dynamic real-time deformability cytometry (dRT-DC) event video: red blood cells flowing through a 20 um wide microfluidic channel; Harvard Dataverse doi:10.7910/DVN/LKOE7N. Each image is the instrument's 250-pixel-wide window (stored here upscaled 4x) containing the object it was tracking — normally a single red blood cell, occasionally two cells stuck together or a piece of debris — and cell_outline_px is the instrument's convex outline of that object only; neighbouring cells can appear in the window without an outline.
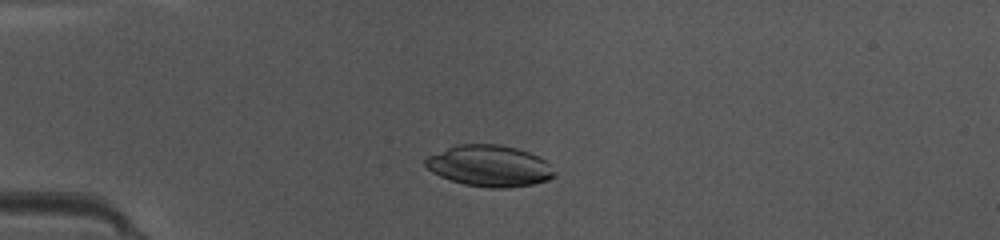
{"species": "common noctule bat (a hibernating species)", "species_latin": "Nyctalus noctula", "temperature_condition": "warm", "stored_images_in_passage": 46, "camera_frame_rate_fps": 3000, "um_per_image_px": 0.085, "animal": {"sex": "female", "body_mass_g": 10.0, "forearm_length_mm": 53.1}, "frame": {"image": 1, "passage_image": 13, "time_ms": 4.0, "image_size_px": [1000, 240], "cell_outline_px": [[556, 176], [548, 180], [532, 184], [508, 188], [488, 188], [464, 184], [440, 176], [432, 172], [424, 164], [424, 160], [428, 156], [448, 148], [460, 144], [500, 144], [516, 148], [528, 152], [544, 160], [556, 172]], "centroid_in_image_um": [41.61, 14.11], "position_along_channel_um": 43.4, "area_um2": 30.87}}
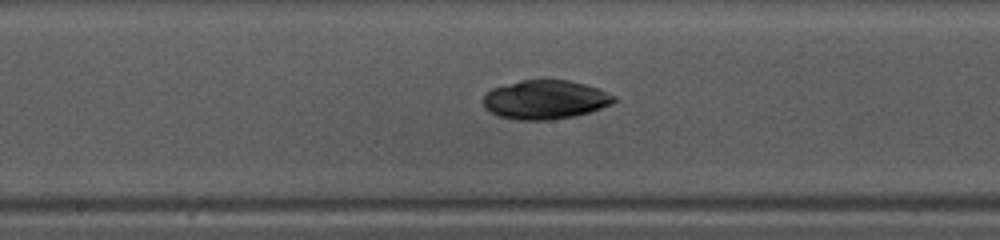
{"frame": {"image": 2, "passage_image": 26, "time_ms": 8.333, "image_size_px": [1000, 240], "cell_outline_px": [[616, 100], [612, 104], [576, 116], [552, 120], [516, 120], [500, 116], [484, 108], [484, 96], [492, 88], [524, 80], [568, 80], [600, 88], [616, 96]], "centroid_in_image_um": [46.38, 8.48], "position_along_channel_um": 201.8, "area_um2": 29.59}}
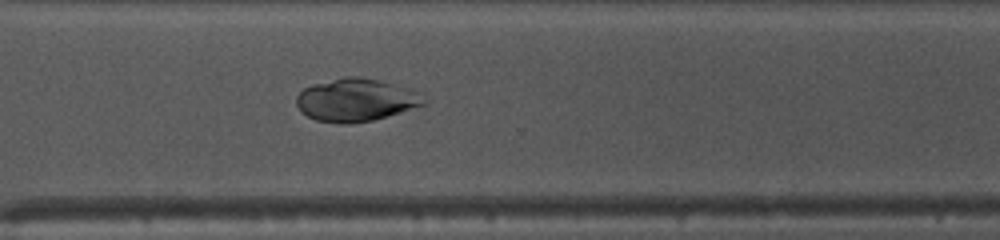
{"frame": {"image": 3, "passage_image": 36, "time_ms": 11.667, "image_size_px": [1000, 240], "cell_outline_px": [[428, 104], [372, 120], [348, 124], [340, 124], [316, 120], [300, 112], [296, 104], [296, 96], [304, 88], [312, 84], [344, 76], [360, 76], [380, 80], [416, 92], [428, 100]], "centroid_in_image_um": [30.22, 8.5], "position_along_channel_um": 340.4, "area_um2": 31.79}}